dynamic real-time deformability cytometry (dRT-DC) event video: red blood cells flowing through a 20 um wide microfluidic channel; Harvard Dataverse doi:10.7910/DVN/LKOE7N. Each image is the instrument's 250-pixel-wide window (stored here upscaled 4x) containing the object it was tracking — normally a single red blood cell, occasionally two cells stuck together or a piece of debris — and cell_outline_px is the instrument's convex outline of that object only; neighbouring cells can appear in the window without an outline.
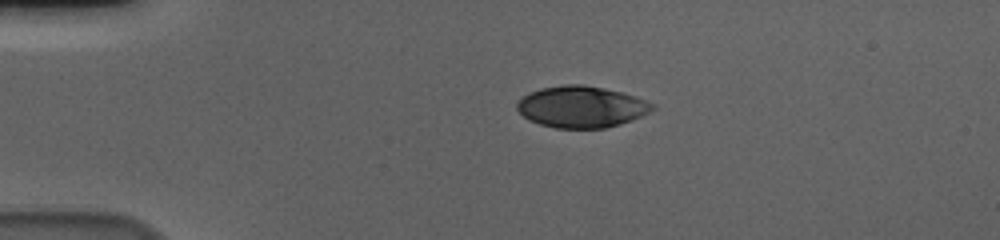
{"species": "human", "species_latin": "Homo sapiens", "temperature_condition": "cold", "stored_images_in_passage": 45, "camera_frame_rate_fps": 3000, "um_per_image_px": 0.085, "donor": {"sex": "male"}, "frame": {"image": 1, "passage_image": 1, "time_ms": 0.0, "image_size_px": [1000, 240], "cell_outline_px": [[656, 108], [640, 116], [620, 124], [604, 128], [556, 128], [540, 124], [528, 120], [516, 108], [516, 104], [528, 92], [540, 88], [564, 84], [584, 84], [604, 88], [636, 96], [656, 104]], "centroid_in_image_um": [49.42, 9.07], "position_along_channel_um": 35.6, "area_um2": 32.77}}
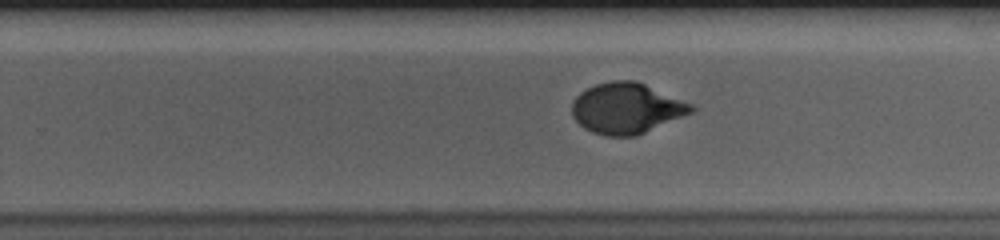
{"frame": {"image": 2, "passage_image": 25, "time_ms": 8.0, "image_size_px": [1000, 240], "cell_outline_px": [[696, 108], [692, 112], [636, 136], [608, 136], [592, 132], [584, 128], [572, 116], [572, 104], [576, 96], [580, 92], [596, 84], [612, 80], [636, 80], [692, 104]], "centroid_in_image_um": [53.24, 9.2], "position_along_channel_um": 276.6, "area_um2": 35.03}}
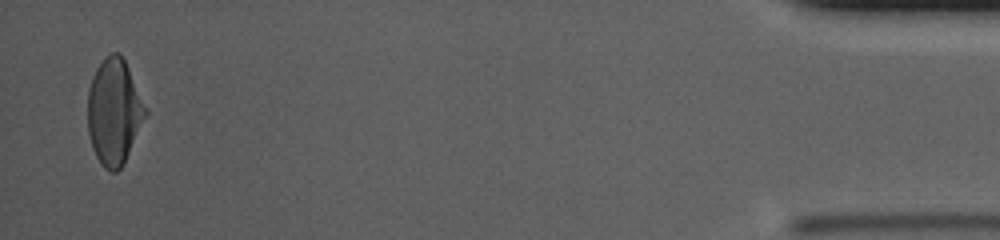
{"frame": {"image": 3, "passage_image": 44, "time_ms": 14.333, "image_size_px": [1000, 240], "cell_outline_px": [[148, 112], [120, 168], [116, 172], [112, 172], [104, 168], [100, 164], [92, 148], [88, 132], [88, 92], [92, 76], [96, 68], [104, 56], [112, 52], [116, 52], [124, 60], [128, 68]], "centroid_in_image_um": [9.66, 9.49], "position_along_channel_um": 425.5, "area_um2": 35.08}, "authors_computed_cell_mechanics": {"area_um2": 34.9112, "velocity_mm_per_s": 3.6297, "shape_relaxation_time_tau1_ms": 4.4854, "shape_relaxation_time_tau2_ms": null, "deformation_change_tau1": 0.191, "deformation_change_tau2": null}}